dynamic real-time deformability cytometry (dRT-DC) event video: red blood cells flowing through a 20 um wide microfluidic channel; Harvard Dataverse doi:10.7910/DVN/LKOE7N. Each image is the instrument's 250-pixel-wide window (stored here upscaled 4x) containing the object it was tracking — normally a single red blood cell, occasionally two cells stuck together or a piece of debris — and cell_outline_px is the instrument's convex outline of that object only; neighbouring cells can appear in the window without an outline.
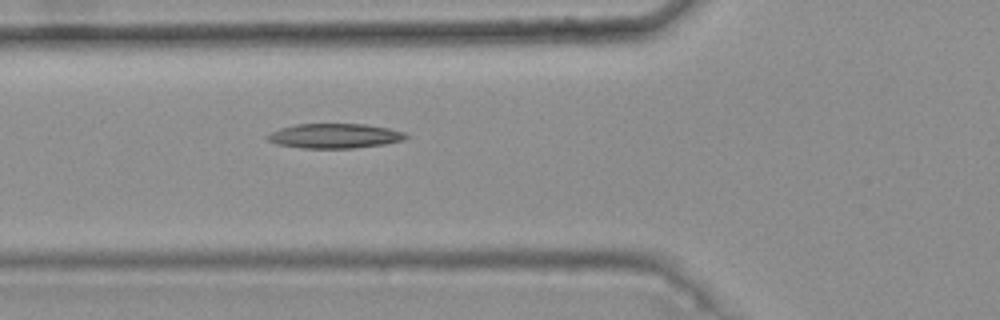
{"species": "common noctule bat (a hibernating species)", "species_latin": "Nyctalus noctula", "temperature_condition": "warm", "stored_images_in_passage": 2, "camera_frame_rate_fps": 3000, "um_per_image_px": 0.085, "animal": {"sex": "female", "body_mass_g": 25.1}, "frame": {"image": 1, "passage_image": 2, "time_ms": 0.333, "image_size_px": [1000, 320], "cell_outline_px": [[408, 136], [404, 140], [384, 144], [352, 148], [300, 148], [276, 144], [268, 140], [264, 136], [280, 128], [296, 124], [364, 124], [388, 128], [404, 132]], "centroid_in_image_um": [28.42, 11.55], "position_along_channel_um": 97.4, "area_um2": 19.88}}